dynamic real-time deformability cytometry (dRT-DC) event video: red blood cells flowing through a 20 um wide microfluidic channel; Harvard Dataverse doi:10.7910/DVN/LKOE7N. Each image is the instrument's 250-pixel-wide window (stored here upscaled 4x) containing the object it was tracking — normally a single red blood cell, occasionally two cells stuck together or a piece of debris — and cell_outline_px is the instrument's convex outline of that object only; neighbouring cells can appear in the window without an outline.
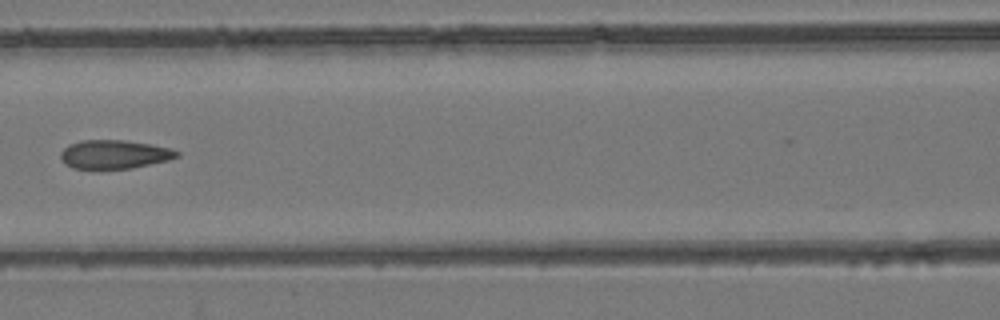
{"species": "common noctule bat (a hibernating species)", "species_latin": "Nyctalus noctula", "temperature_condition": "room temperature", "stored_images_in_passage": 7, "camera_frame_rate_fps": 3000, "um_per_image_px": 0.085, "animal": {"sex": "female", "body_mass_g": 24.6, "forearm_length_mm": 56.2}, "frame": {"image": 1, "passage_image": 7, "time_ms": 7.667, "image_size_px": [1000, 320], "cell_outline_px": [[180, 156], [168, 160], [132, 168], [72, 168], [64, 164], [60, 156], [60, 152], [68, 144], [80, 140], [124, 140], [172, 148], [180, 152]], "centroid_in_image_um": [9.71, 13.11], "position_along_channel_um": 156.9, "area_um2": 19.42}}